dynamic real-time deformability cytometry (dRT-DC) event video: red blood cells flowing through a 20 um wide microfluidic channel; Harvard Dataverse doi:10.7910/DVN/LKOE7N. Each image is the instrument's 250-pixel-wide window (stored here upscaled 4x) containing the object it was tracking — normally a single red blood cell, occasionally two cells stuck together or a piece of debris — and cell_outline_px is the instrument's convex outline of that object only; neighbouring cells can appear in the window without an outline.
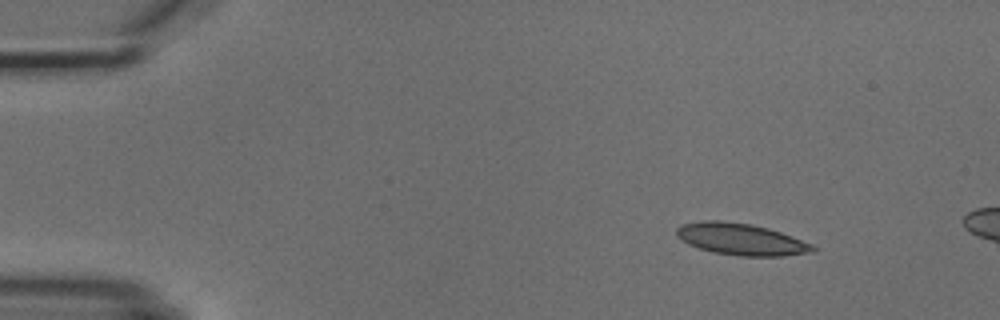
{"species": "common noctule bat (a hibernating species)", "species_latin": "Nyctalus noctula", "temperature_condition": "cold", "stored_images_in_passage": 3, "camera_frame_rate_fps": 3000, "um_per_image_px": 0.085, "animal": {"sex": "male", "body_mass_g": 18.8}, "frame": {"image": 1, "passage_image": 1, "time_ms": 0.0, "image_size_px": [1000, 320], "cell_outline_px": [[816, 252], [784, 256], [740, 256], [712, 252], [688, 244], [680, 240], [676, 236], [676, 228], [680, 224], [700, 220], [720, 220], [752, 224], [768, 228], [792, 236], [812, 244], [816, 248]], "centroid_in_image_um": [62.97, 20.33], "position_along_channel_um": 22.0, "area_um2": 25.49}}